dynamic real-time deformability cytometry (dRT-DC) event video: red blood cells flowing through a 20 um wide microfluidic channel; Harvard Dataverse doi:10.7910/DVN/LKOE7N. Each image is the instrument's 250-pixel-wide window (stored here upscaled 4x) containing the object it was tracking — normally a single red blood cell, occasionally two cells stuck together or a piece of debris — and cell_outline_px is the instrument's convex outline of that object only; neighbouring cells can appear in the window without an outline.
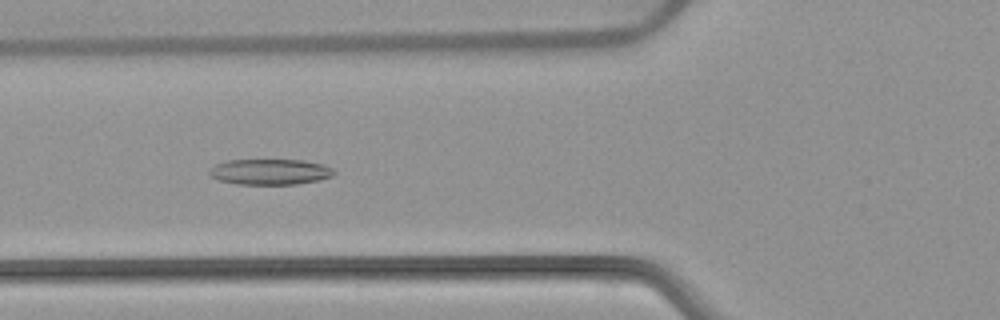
{"species": "common noctule bat (a hibernating species)", "species_latin": "Nyctalus noctula", "temperature_condition": "warm", "stored_images_in_passage": 53, "camera_frame_rate_fps": 3000, "um_per_image_px": 0.085, "animal": {"sex": "female", "body_mass_g": 22.7, "forearm_length_mm": 54.2}, "frame": {"image": 1, "passage_image": 20, "time_ms": 6.333, "image_size_px": [1000, 320], "cell_outline_px": [[336, 172], [332, 176], [320, 180], [296, 184], [236, 184], [220, 180], [208, 176], [208, 172], [216, 164], [228, 160], [304, 160], [324, 164], [332, 168]], "centroid_in_image_um": [22.97, 14.6], "position_along_channel_um": 102.8, "area_um2": 18.73}}
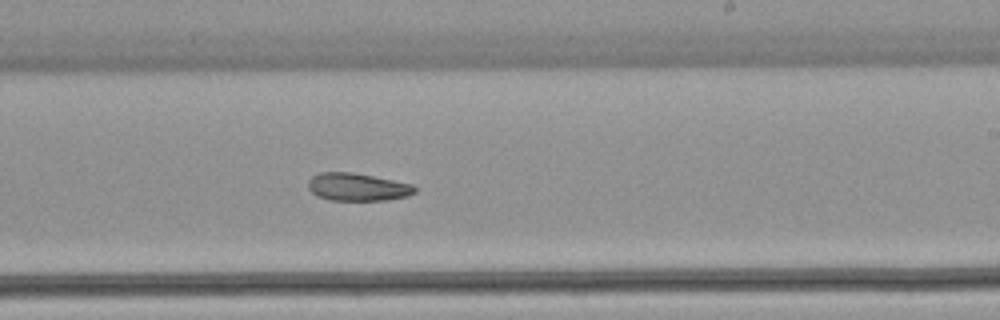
{"frame": {"image": 2, "passage_image": 32, "time_ms": 10.333, "image_size_px": [1000, 320], "cell_outline_px": [[416, 192], [408, 196], [388, 200], [332, 200], [320, 196], [312, 192], [308, 188], [308, 180], [312, 176], [320, 172], [352, 172], [412, 184], [416, 188]], "centroid_in_image_um": [30.39, 15.89], "position_along_channel_um": 258.6, "area_um2": 17.11}}
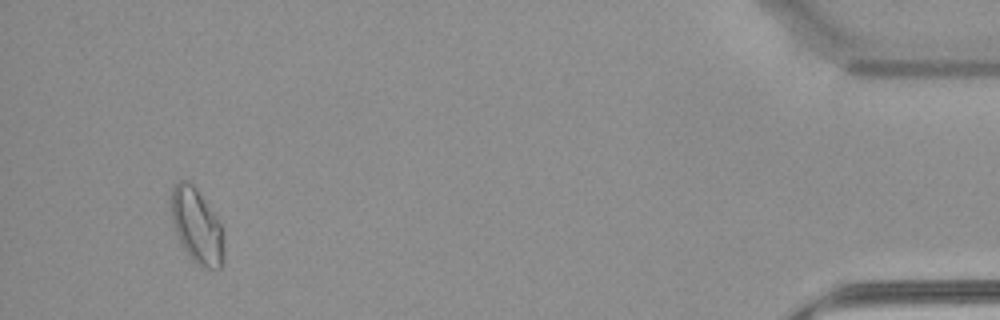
{"frame": {"image": 3, "passage_image": 50, "time_ms": 16.333, "image_size_px": [1000, 320], "cell_outline_px": [[224, 260], [220, 268], [208, 268], [196, 264], [188, 256], [180, 244], [172, 220], [168, 196], [176, 180], [188, 180], [196, 188], [216, 216], [224, 232]], "centroid_in_image_um": [16.7, 19.18], "position_along_channel_um": 418.5, "area_um2": 23.58}}